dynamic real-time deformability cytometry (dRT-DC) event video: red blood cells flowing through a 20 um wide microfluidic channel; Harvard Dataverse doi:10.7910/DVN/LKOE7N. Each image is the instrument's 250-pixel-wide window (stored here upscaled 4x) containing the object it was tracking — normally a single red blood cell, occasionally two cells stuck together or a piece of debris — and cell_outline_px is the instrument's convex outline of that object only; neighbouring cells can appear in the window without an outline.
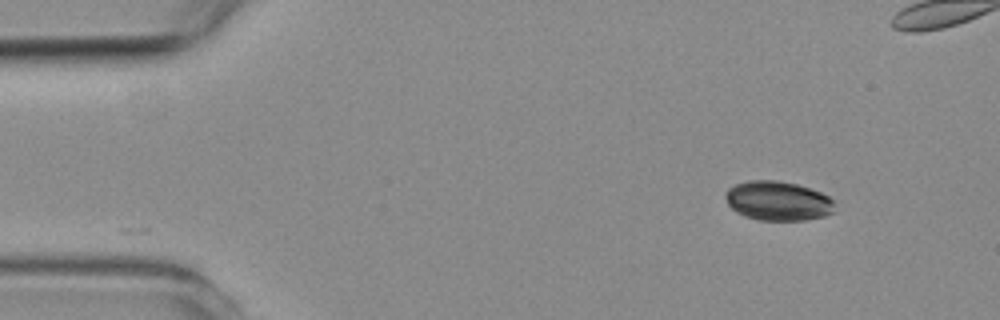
{"species": "common noctule bat (a hibernating species)", "species_latin": "Nyctalus noctula", "temperature_condition": "room temperature", "stored_images_in_passage": 2, "camera_frame_rate_fps": 3000, "um_per_image_px": 0.085, "animal": {"sex": "female", "body_mass_g": 19.3, "forearm_length_mm": 54.1}, "frame": {"image": 1, "passage_image": 2, "time_ms": 1.0, "image_size_px": [1000, 320], "cell_outline_px": [[832, 212], [824, 216], [804, 220], [760, 220], [744, 216], [736, 212], [728, 204], [724, 196], [724, 192], [728, 188], [736, 184], [748, 180], [776, 180], [796, 184], [812, 188], [828, 196], [832, 200]], "centroid_in_image_um": [66.07, 17.06], "position_along_channel_um": 18.9, "area_um2": 25.03}}